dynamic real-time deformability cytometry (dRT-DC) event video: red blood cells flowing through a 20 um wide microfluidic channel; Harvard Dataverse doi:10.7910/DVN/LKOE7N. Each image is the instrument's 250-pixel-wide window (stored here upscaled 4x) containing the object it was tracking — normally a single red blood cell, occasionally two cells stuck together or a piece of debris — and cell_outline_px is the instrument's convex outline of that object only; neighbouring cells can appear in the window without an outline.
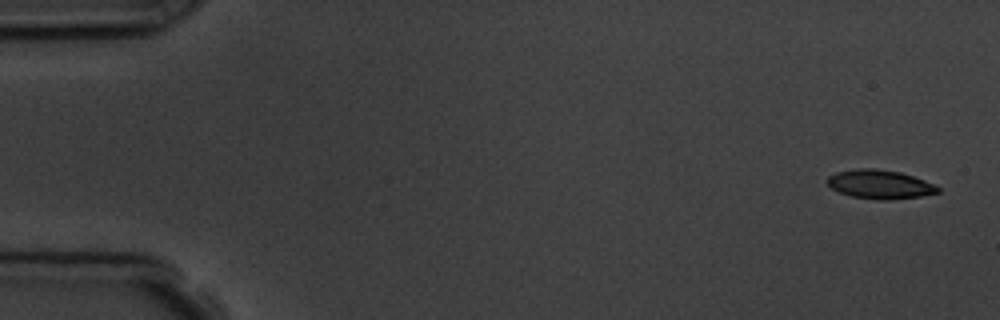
{"species": "common noctule bat (a hibernating species)", "species_latin": "Nyctalus noctula", "temperature_condition": "room temperature", "stored_images_in_passage": 4, "camera_frame_rate_fps": 3000, "um_per_image_px": 0.085, "animal": {"sex": "male", "body_mass_g": 19.5, "forearm_length_mm": 54.6}, "frame": {"image": 1, "passage_image": 1, "time_ms": 0.0, "image_size_px": [1000, 320], "cell_outline_px": [[940, 192], [920, 196], [888, 200], [876, 200], [852, 196], [840, 192], [832, 188], [828, 184], [828, 176], [836, 172], [856, 168], [876, 168], [900, 172], [924, 180], [940, 188]], "centroid_in_image_um": [74.78, 15.66], "position_along_channel_um": 10.2, "area_um2": 18.5}}
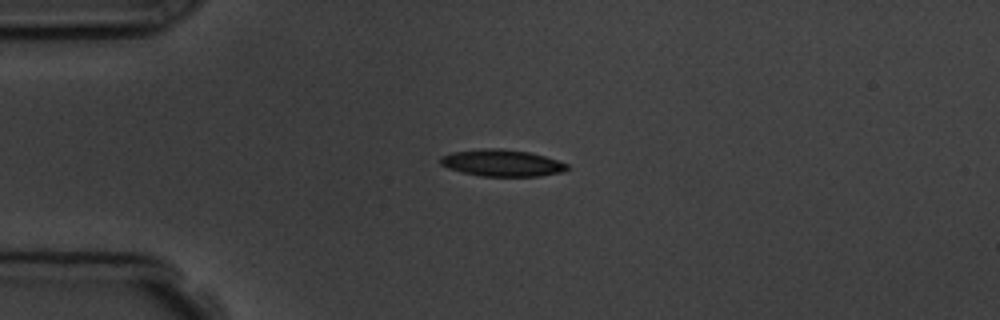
{"frame": {"image": 2, "passage_image": 4, "time_ms": 3.667, "image_size_px": [1000, 320], "cell_outline_px": [[572, 168], [564, 172], [540, 176], [480, 176], [448, 168], [440, 164], [440, 156], [452, 152], [488, 148], [500, 148], [528, 152], [544, 156], [568, 164]], "centroid_in_image_um": [42.7, 13.86], "position_along_channel_um": 42.3, "area_um2": 19.77}}